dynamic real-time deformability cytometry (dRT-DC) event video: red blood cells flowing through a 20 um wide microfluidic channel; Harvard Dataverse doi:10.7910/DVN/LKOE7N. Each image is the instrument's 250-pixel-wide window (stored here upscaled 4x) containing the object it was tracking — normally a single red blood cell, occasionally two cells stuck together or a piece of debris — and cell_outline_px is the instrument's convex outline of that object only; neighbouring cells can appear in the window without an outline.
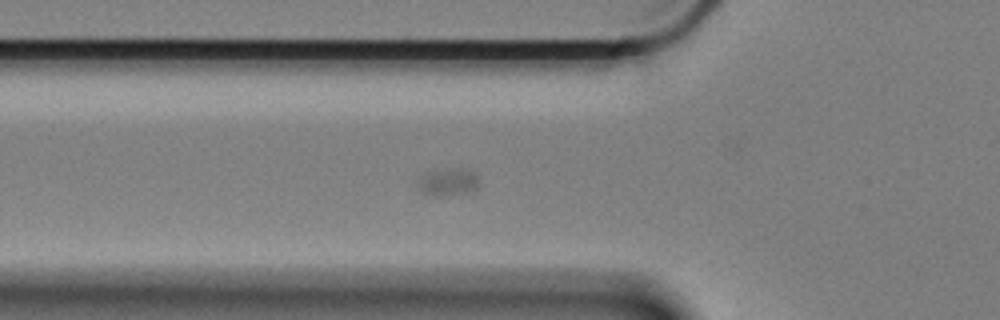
{"species": "Egyptian fruit bat (a non-hibernating species)", "species_latin": "Rousettus aegyptiacus", "temperature_condition": "cold", "stored_images_in_passage": 58, "camera_frame_rate_fps": 3000, "um_per_image_px": 0.085, "animal": {"sex": "female"}, "frame": {"image": 1, "passage_image": 17, "time_ms": 5.333, "image_size_px": [1000, 320], "cell_outline_px": [[480, 184], [476, 188], [464, 192], [436, 196], [420, 192], [416, 184], [416, 180], [424, 172], [448, 168], [460, 168], [476, 172], [480, 176]], "centroid_in_image_um": [38.06, 15.43], "position_along_channel_um": 87.7, "area_um2": 10.06}}